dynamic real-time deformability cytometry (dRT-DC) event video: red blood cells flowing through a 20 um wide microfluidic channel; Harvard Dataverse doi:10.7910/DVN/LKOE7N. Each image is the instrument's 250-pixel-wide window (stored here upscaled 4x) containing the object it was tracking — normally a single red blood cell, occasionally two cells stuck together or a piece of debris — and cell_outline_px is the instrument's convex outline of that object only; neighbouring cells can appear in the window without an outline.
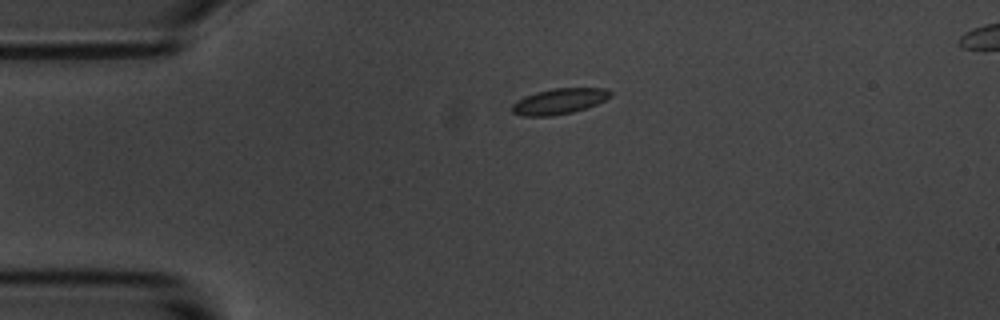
{"species": "common noctule bat (a hibernating species)", "species_latin": "Nyctalus noctula", "temperature_condition": "room temperature", "stored_images_in_passage": 46, "camera_frame_rate_fps": 3000, "um_per_image_px": 0.085, "animal": {"sex": "male", "body_mass_g": 20.1, "forearm_length_mm": 53.5}, "frame": {"image": 1, "passage_image": 1, "time_ms": 0.0, "image_size_px": [1000, 320], "cell_outline_px": [[612, 96], [596, 104], [572, 112], [552, 116], [524, 116], [512, 112], [512, 104], [516, 100], [524, 96], [536, 92], [552, 88], [604, 88], [612, 92]], "centroid_in_image_um": [47.51, 8.6], "position_along_channel_um": 37.5, "area_um2": 14.68}}
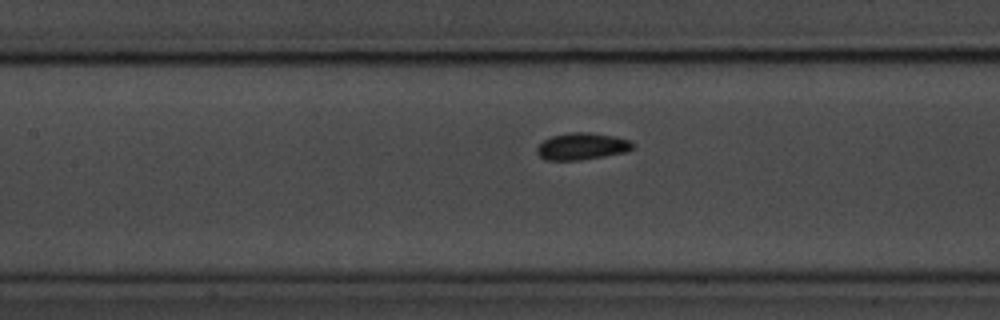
{"frame": {"image": 2, "passage_image": 14, "time_ms": 4.333, "image_size_px": [1000, 320], "cell_outline_px": [[636, 148], [628, 152], [580, 160], [544, 160], [536, 152], [536, 148], [544, 140], [552, 136], [568, 132], [588, 132], [616, 136], [632, 140]], "centroid_in_image_um": [49.52, 12.43], "position_along_channel_um": 157.9, "area_um2": 15.32}}
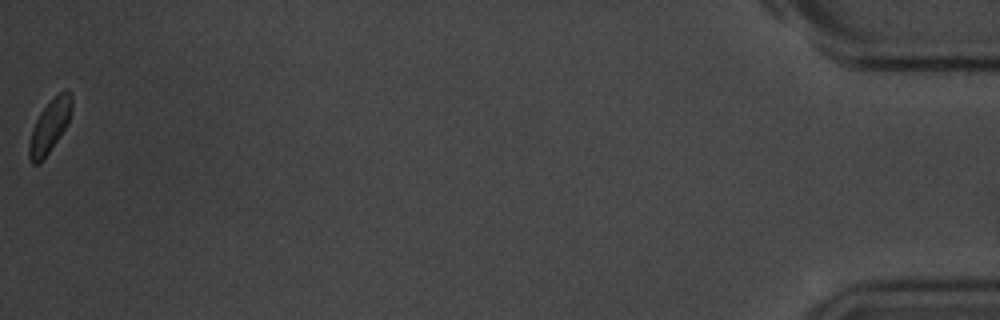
{"frame": {"image": 3, "passage_image": 46, "time_ms": 15.0, "image_size_px": [1000, 320], "cell_outline_px": [[72, 108], [68, 124], [48, 152], [36, 164], [32, 164], [28, 156], [28, 144], [32, 128], [40, 112], [64, 88], [68, 88], [72, 92]], "centroid_in_image_um": [4.24, 10.67], "position_along_channel_um": 431.0, "area_um2": 13.01}, "authors_computed_cell_mechanics": {"area_um2": 14.45, "velocity_mm_per_s": 3.4814, "shape_relaxation_time_tau1_ms": 1.6553, "shape_relaxation_time_tau2_ms": null, "deformation_change_tau1": 0.0561, "deformation_change_tau2": null}}